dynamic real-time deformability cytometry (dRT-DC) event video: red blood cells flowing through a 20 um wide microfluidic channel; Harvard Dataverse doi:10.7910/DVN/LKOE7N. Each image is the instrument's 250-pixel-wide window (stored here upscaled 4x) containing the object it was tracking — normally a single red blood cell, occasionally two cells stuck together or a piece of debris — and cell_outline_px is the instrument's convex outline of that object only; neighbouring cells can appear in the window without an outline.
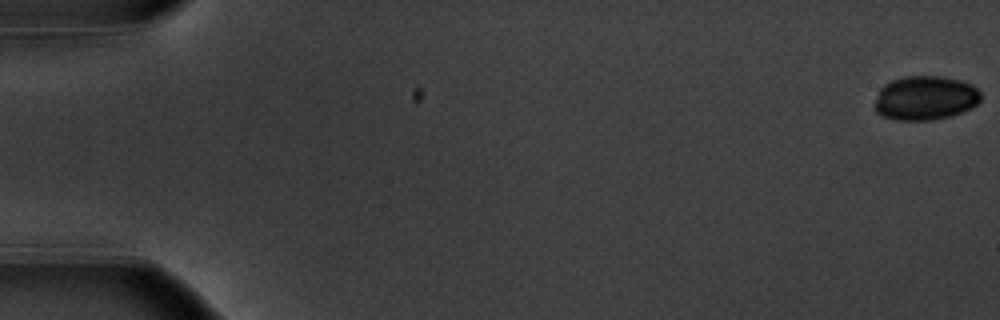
{"species": "common noctule bat (a hibernating species)", "species_latin": "Nyctalus noctula", "temperature_condition": "warm", "stored_images_in_passage": 55, "camera_frame_rate_fps": 3000, "um_per_image_px": 0.085, "animal": {"sex": "male", "body_mass_g": 20.1, "forearm_length_mm": 53.5}, "frame": {"image": 1, "passage_image": 1, "time_ms": 0.0, "image_size_px": [1000, 320], "cell_outline_px": [[980, 100], [972, 108], [952, 116], [928, 120], [896, 120], [884, 116], [876, 112], [876, 100], [880, 88], [884, 84], [892, 80], [904, 76], [940, 76], [960, 80], [972, 84], [980, 92]], "centroid_in_image_um": [78.66, 8.32], "position_along_channel_um": 6.3, "area_um2": 27.28}}
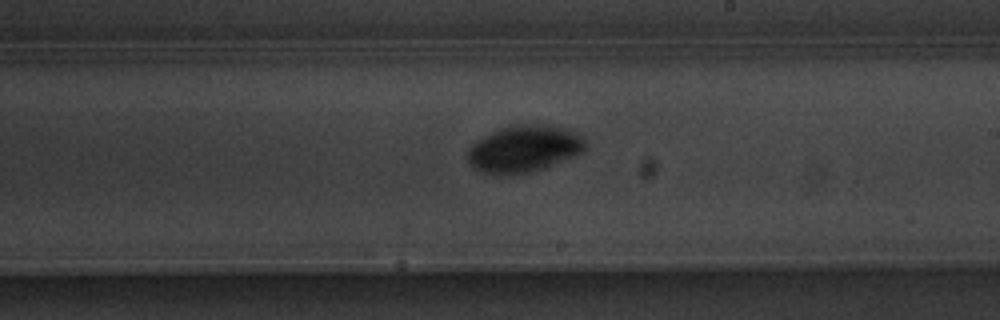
{"frame": {"image": 2, "passage_image": 33, "time_ms": 10.667, "image_size_px": [1000, 320], "cell_outline_px": [[588, 148], [584, 152], [576, 156], [548, 168], [528, 172], [500, 176], [484, 172], [468, 164], [468, 148], [476, 140], [500, 128], [512, 124], [548, 124], [572, 128], [580, 132], [588, 144]], "centroid_in_image_um": [44.65, 12.63], "position_along_channel_um": 244.4, "area_um2": 33.23}}
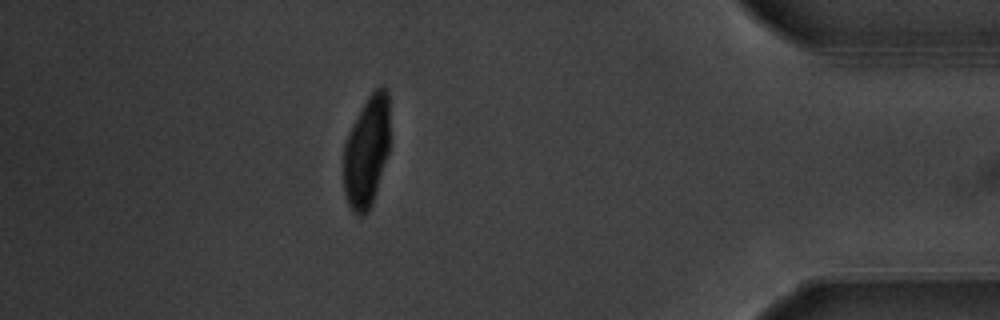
{"frame": {"image": 3, "passage_image": 49, "time_ms": 16.0, "image_size_px": [1000, 320], "cell_outline_px": [[388, 152], [372, 204], [368, 212], [364, 216], [360, 216], [352, 212], [348, 204], [344, 192], [344, 144], [348, 132], [368, 96], [380, 84], [388, 92]], "centroid_in_image_um": [31.14, 12.92], "position_along_channel_um": 404.1, "area_um2": 29.77}}